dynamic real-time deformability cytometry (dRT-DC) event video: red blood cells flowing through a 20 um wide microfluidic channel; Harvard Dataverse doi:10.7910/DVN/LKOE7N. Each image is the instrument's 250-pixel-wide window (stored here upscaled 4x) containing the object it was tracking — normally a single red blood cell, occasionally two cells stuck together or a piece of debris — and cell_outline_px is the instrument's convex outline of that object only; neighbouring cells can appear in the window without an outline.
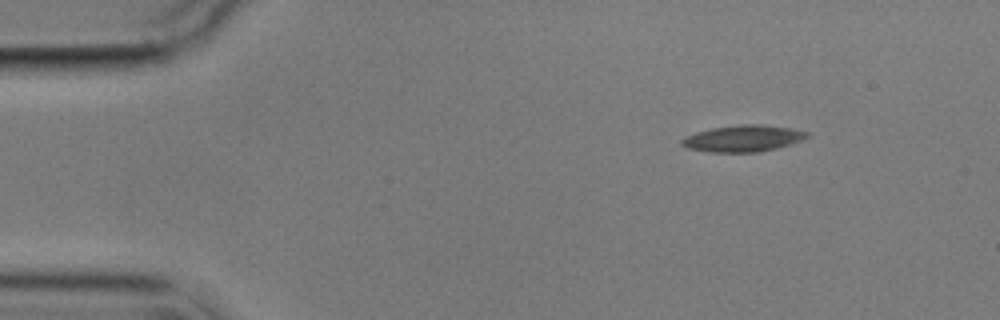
{"species": "common noctule bat (a hibernating species)", "species_latin": "Nyctalus noctula", "temperature_condition": "cold", "stored_images_in_passage": 4, "camera_frame_rate_fps": 3000, "um_per_image_px": 0.085, "animal": {"sex": "male", "body_mass_g": 17.9}, "frame": {"image": 1, "passage_image": 1, "time_ms": 0.0, "image_size_px": [1000, 320], "cell_outline_px": [[812, 136], [804, 140], [776, 148], [756, 152], [708, 152], [688, 148], [680, 144], [680, 140], [684, 136], [696, 132], [712, 128], [740, 124], [760, 124], [792, 128], [808, 132]], "centroid_in_image_um": [63.18, 11.76], "position_along_channel_um": 21.8, "area_um2": 19.54}}